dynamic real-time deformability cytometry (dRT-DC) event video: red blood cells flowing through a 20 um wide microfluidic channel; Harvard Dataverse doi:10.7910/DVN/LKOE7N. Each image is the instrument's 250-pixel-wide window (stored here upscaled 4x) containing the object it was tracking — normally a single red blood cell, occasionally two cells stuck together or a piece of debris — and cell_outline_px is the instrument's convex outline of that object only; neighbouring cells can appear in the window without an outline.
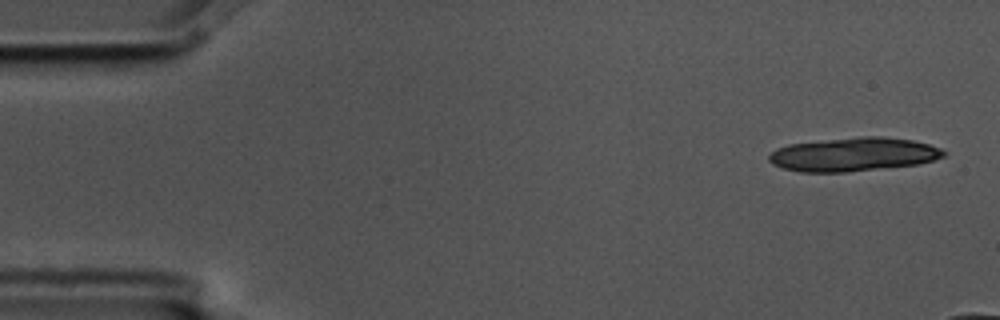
{"species": "common noctule bat (a hibernating species)", "species_latin": "Nyctalus noctula", "temperature_condition": "cold", "stored_images_in_passage": 4, "camera_frame_rate_fps": 3000, "um_per_image_px": 0.085, "animal": {"sex": "male", "body_mass_g": 17.5, "forearm_length_mm": 52.3}, "frame": {"image": 1, "passage_image": 1, "time_ms": 0.0, "image_size_px": [1000, 320], "cell_outline_px": [[948, 152], [944, 156], [932, 160], [916, 164], [844, 172], [800, 172], [784, 168], [772, 164], [768, 160], [768, 156], [776, 148], [788, 144], [860, 136], [880, 136], [912, 140], [928, 144], [940, 148]], "centroid_in_image_um": [72.52, 13.12], "position_along_channel_um": 12.5, "area_um2": 34.1}}